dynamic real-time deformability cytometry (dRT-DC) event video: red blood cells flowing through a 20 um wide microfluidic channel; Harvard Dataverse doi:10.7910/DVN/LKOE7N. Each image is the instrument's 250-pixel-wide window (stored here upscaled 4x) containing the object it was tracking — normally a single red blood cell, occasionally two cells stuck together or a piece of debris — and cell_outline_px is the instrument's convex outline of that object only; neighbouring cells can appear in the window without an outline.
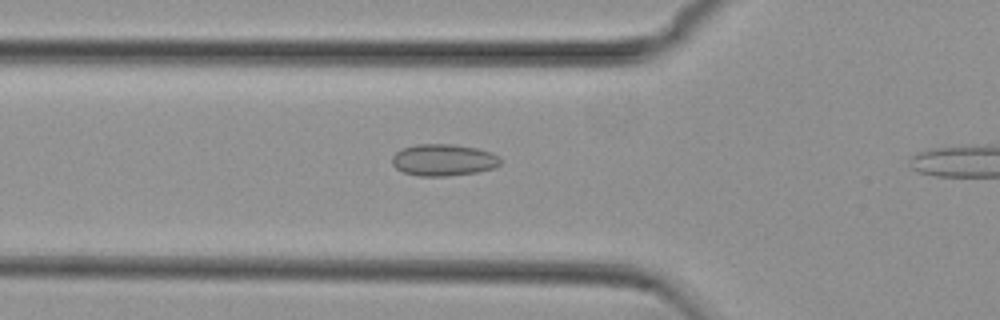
{"species": "common noctule bat (a hibernating species)", "species_latin": "Nyctalus noctula", "temperature_condition": "cold", "stored_images_in_passage": 35, "camera_frame_rate_fps": 3000, "um_per_image_px": 0.085, "animal": {"sex": "female", "body_mass_g": 29.2, "forearm_length_mm": 56.3}, "frame": {"image": 1, "passage_image": 10, "time_ms": 3.0, "image_size_px": [1000, 320], "cell_outline_px": [[500, 164], [496, 168], [476, 172], [448, 176], [420, 176], [404, 172], [396, 168], [392, 164], [392, 156], [400, 148], [416, 144], [452, 144], [476, 148], [492, 152], [500, 156]], "centroid_in_image_um": [37.7, 13.59], "position_along_channel_um": 88.1, "area_um2": 20.23}}
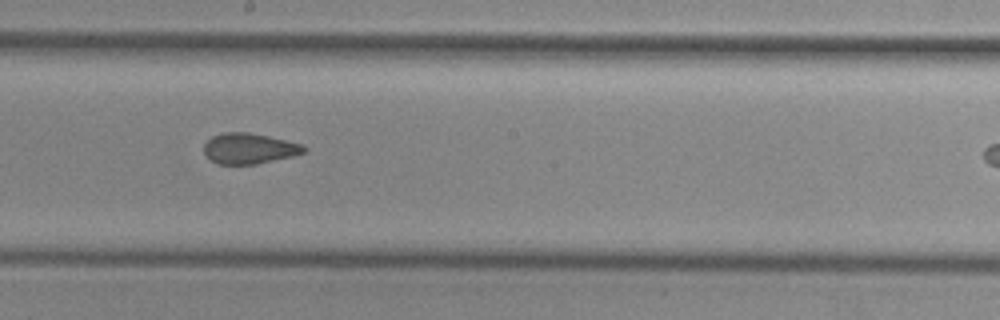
{"frame": {"image": 2, "passage_image": 21, "time_ms": 6.667, "image_size_px": [1000, 320], "cell_outline_px": [[308, 148], [304, 152], [292, 156], [256, 164], [220, 164], [212, 160], [204, 152], [204, 144], [212, 136], [224, 132], [248, 132], [268, 136], [304, 144]], "centroid_in_image_um": [21.21, 12.61], "position_along_channel_um": 227.0, "area_um2": 17.74}}
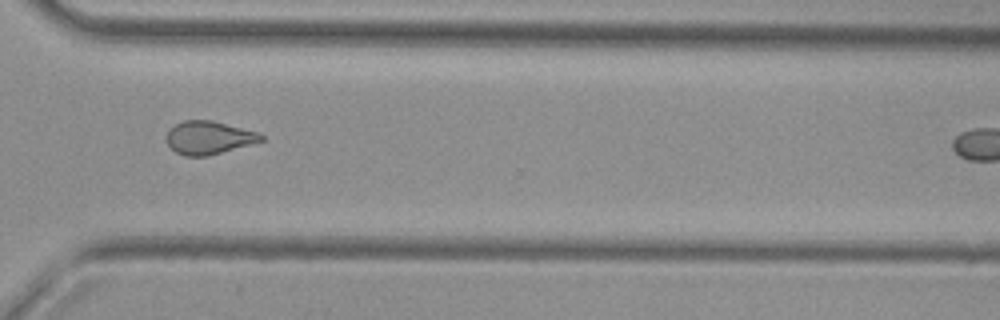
{"frame": {"image": 3, "passage_image": 31, "time_ms": 10.0, "image_size_px": [1000, 320], "cell_outline_px": [[264, 140], [208, 156], [184, 156], [176, 152], [164, 140], [168, 128], [184, 120], [212, 120], [260, 132], [264, 136]], "centroid_in_image_um": [17.72, 11.69], "position_along_channel_um": 352.9, "area_um2": 18.44}}